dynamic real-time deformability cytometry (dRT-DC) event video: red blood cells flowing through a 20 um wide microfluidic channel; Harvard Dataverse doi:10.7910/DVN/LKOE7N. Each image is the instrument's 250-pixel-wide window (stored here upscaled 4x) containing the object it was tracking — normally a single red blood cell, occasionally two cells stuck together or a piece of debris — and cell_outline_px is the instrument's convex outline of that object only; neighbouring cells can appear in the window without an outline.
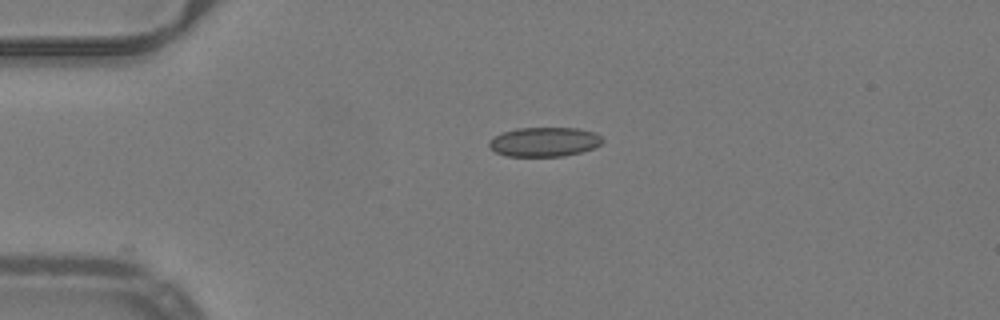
{"species": "common noctule bat (a hibernating species)", "species_latin": "Nyctalus noctula", "temperature_condition": "warm", "stored_images_in_passage": 40, "camera_frame_rate_fps": 3000, "um_per_image_px": 0.085, "animal": {"sex": "male", "body_mass_g": 19.2, "forearm_length_mm": 51.8}, "frame": {"image": 1, "passage_image": 1, "time_ms": 0.0, "image_size_px": [1000, 320], "cell_outline_px": [[604, 140], [600, 144], [592, 148], [580, 152], [564, 156], [508, 156], [496, 152], [488, 148], [488, 140], [504, 132], [516, 128], [576, 128], [596, 132]], "centroid_in_image_um": [46.25, 12.06], "position_along_channel_um": 38.7, "area_um2": 19.36}}
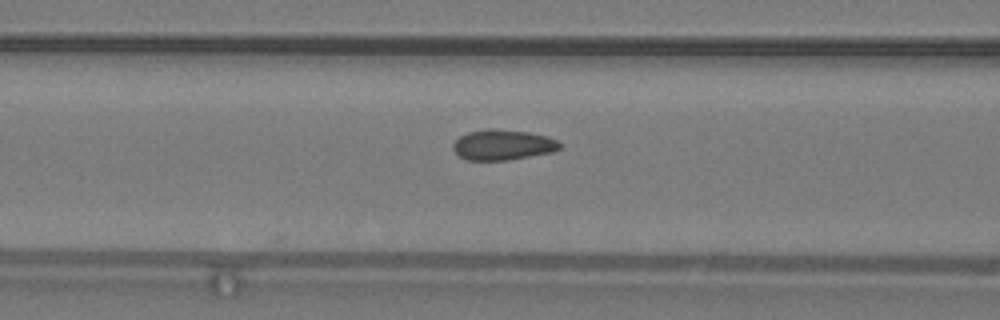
{"frame": {"image": 2, "passage_image": 10, "time_ms": 3.0, "image_size_px": [1000, 320], "cell_outline_px": [[560, 148], [552, 152], [508, 160], [468, 160], [460, 156], [452, 148], [452, 144], [460, 136], [468, 132], [488, 128], [492, 128], [528, 132], [548, 136], [556, 140], [560, 144]], "centroid_in_image_um": [42.72, 12.3], "position_along_channel_um": 123.9, "area_um2": 18.84}}
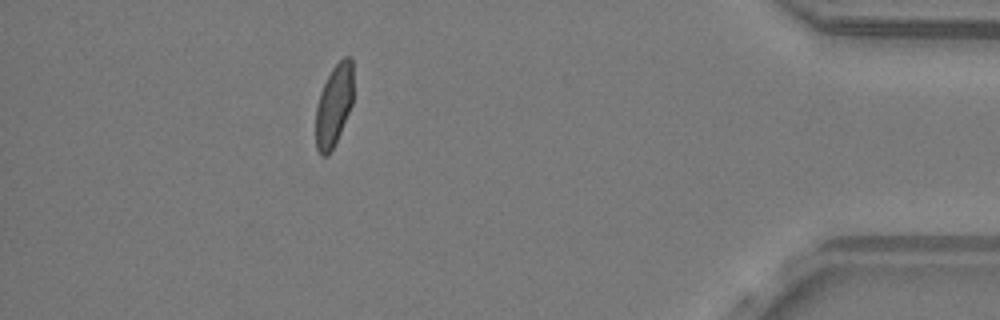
{"frame": {"image": 3, "passage_image": 35, "time_ms": 11.333, "image_size_px": [1000, 320], "cell_outline_px": [[352, 104], [340, 132], [328, 156], [320, 156], [316, 148], [316, 108], [320, 92], [332, 68], [344, 56], [352, 56]], "centroid_in_image_um": [28.37, 8.95], "position_along_channel_um": 406.8, "area_um2": 17.69}, "authors_computed_cell_mechanics": {"area_um2": 18.7561, "velocity_mm_per_s": 3.9935, "shape_relaxation_time_tau1_ms": 10.946, "shape_relaxation_time_tau2_ms": null, "deformation_change_tau1": 0.182, "deformation_change_tau2": null}}